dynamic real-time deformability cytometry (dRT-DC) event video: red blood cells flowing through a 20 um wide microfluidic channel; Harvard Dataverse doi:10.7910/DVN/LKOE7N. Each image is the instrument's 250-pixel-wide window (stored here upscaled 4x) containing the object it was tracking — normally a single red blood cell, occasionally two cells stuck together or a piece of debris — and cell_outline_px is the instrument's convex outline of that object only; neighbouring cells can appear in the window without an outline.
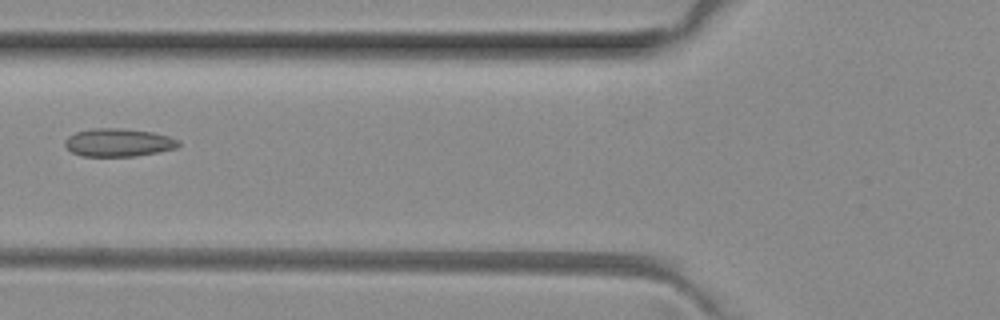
{"species": "common noctule bat (a hibernating species)", "species_latin": "Nyctalus noctula", "temperature_condition": "room temperature", "stored_images_in_passage": 4, "camera_frame_rate_fps": 3000, "um_per_image_px": 0.085, "animal": {"sex": "female", "body_mass_g": 29.2, "forearm_length_mm": 56.3}, "frame": {"image": 1, "passage_image": 3, "time_ms": 0.667, "image_size_px": [1000, 320], "cell_outline_px": [[180, 144], [176, 148], [136, 156], [80, 156], [72, 152], [64, 144], [64, 140], [68, 136], [76, 132], [92, 128], [120, 128], [152, 132], [168, 136], [180, 140]], "centroid_in_image_um": [10.05, 12.11], "position_along_channel_um": 115.8, "area_um2": 18.55}}
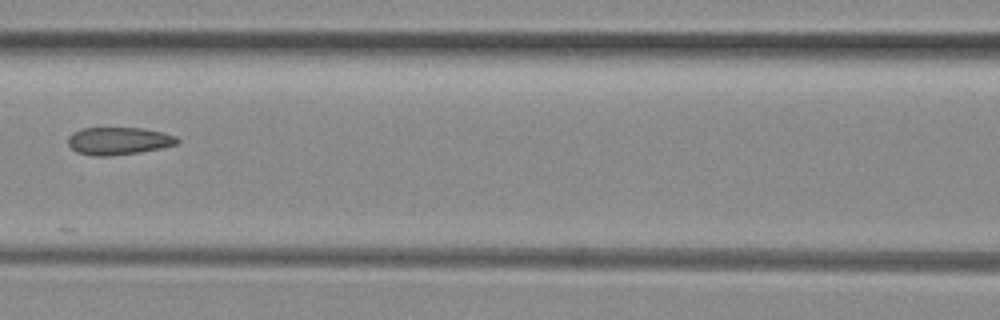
{"frame": {"image": 2, "passage_image": 4, "time_ms": 1.0, "image_size_px": [1000, 320], "cell_outline_px": [[180, 140], [176, 144], [160, 148], [140, 152], [112, 156], [92, 156], [76, 152], [68, 144], [68, 136], [72, 132], [84, 128], [144, 128], [176, 136]], "centroid_in_image_um": [10.05, 11.98], "position_along_channel_um": 156.6, "area_um2": 17.57}}